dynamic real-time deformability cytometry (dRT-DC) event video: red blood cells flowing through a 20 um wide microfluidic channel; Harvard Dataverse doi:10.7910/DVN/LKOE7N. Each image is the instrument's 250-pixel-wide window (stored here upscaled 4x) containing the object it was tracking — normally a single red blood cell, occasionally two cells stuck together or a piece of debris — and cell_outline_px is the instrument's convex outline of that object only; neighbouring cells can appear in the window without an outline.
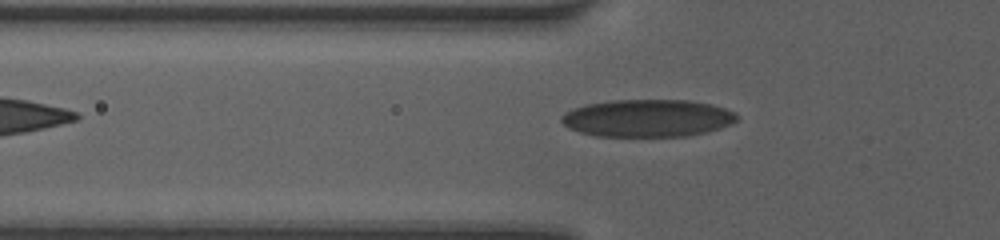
{"species": "human", "species_latin": "Homo sapiens", "temperature_condition": "room temperature", "stored_images_in_passage": 10, "camera_frame_rate_fps": 3000, "um_per_image_px": 0.085, "donor": {"sex": "female"}, "frame": {"image": 1, "passage_image": 2, "time_ms": 0.333, "image_size_px": [1000, 240], "cell_outline_px": [[736, 120], [732, 124], [720, 128], [688, 136], [596, 136], [580, 132], [568, 128], [560, 120], [560, 116], [564, 112], [572, 108], [584, 104], [612, 100], [688, 100], [712, 104], [736, 112]], "centroid_in_image_um": [55.0, 10.03], "position_along_channel_um": 70.8, "area_um2": 38.49}}
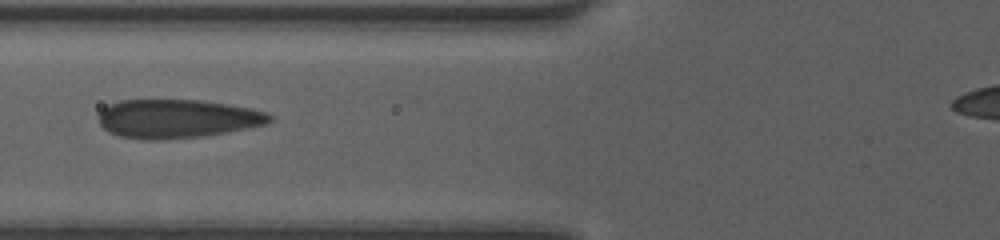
{"frame": {"image": 2, "passage_image": 7, "time_ms": 1.333, "image_size_px": [1000, 240], "cell_outline_px": [[272, 120], [264, 124], [228, 132], [200, 136], [160, 140], [148, 140], [120, 136], [108, 132], [100, 124], [100, 112], [108, 104], [120, 100], [204, 100], [228, 104], [268, 112], [272, 116]], "centroid_in_image_um": [15.05, 10.08], "position_along_channel_um": 110.7, "area_um2": 38.44}}